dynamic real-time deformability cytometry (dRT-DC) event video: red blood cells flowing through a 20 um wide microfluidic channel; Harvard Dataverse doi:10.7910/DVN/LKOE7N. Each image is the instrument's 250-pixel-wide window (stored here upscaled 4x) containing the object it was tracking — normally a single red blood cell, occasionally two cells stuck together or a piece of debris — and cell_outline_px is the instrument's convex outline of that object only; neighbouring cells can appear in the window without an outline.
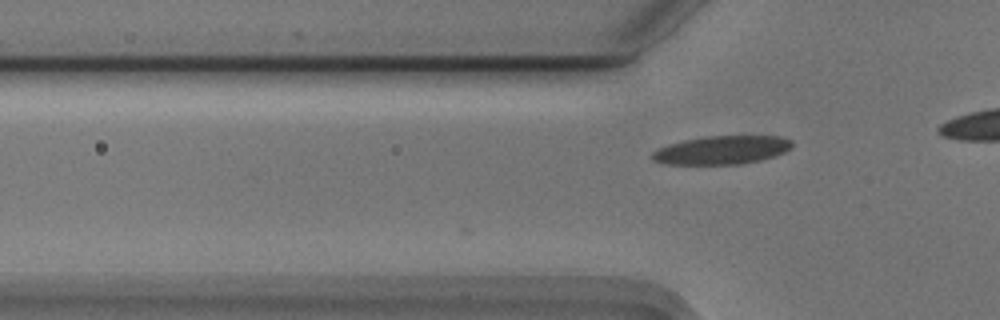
{"species": "Egyptian fruit bat (a non-hibernating species)", "species_latin": "Rousettus aegyptiacus", "temperature_condition": "cold", "stored_images_in_passage": 10, "camera_frame_rate_fps": 3000, "um_per_image_px": 0.085, "animal": {"sex": "male"}, "frame": {"image": 1, "passage_image": 10, "time_ms": 3.0, "image_size_px": [1000, 320], "cell_outline_px": [[792, 148], [776, 156], [760, 160], [740, 164], [664, 164], [652, 160], [652, 152], [668, 144], [684, 140], [704, 136], [776, 136], [792, 140]], "centroid_in_image_um": [61.36, 12.75], "position_along_channel_um": 64.4, "area_um2": 23.18}}